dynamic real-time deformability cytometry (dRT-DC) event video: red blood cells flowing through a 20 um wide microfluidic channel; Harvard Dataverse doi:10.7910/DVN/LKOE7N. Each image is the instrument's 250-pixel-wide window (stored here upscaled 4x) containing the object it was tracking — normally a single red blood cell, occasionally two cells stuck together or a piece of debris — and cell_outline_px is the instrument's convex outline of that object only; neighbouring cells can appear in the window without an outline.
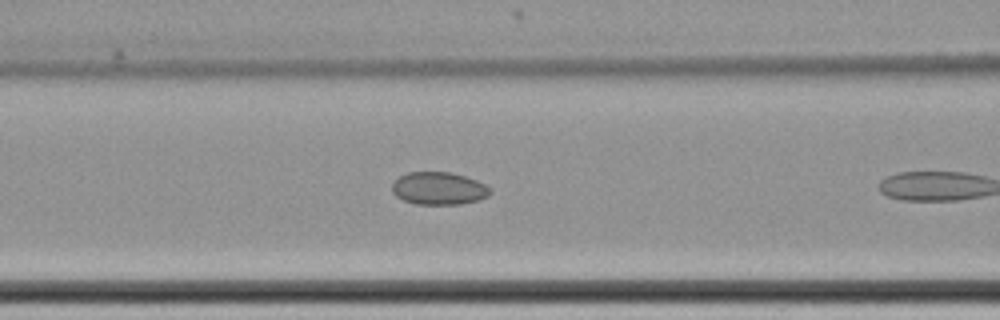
{"species": "common noctule bat (a hibernating species)", "species_latin": "Nyctalus noctula", "temperature_condition": "cold", "stored_images_in_passage": 10, "camera_frame_rate_fps": 3000, "um_per_image_px": 0.085, "animal": {"sex": "female", "body_mass_g": 22.7, "forearm_length_mm": 54.2}, "frame": {"image": 1, "passage_image": 9, "time_ms": 2.667, "image_size_px": [1000, 320], "cell_outline_px": [[492, 192], [488, 196], [480, 200], [460, 204], [416, 204], [404, 200], [396, 196], [392, 192], [392, 184], [400, 176], [408, 172], [452, 172], [476, 180], [492, 188]], "centroid_in_image_um": [37.32, 16.02], "position_along_channel_um": 129.3, "area_um2": 18.73}}